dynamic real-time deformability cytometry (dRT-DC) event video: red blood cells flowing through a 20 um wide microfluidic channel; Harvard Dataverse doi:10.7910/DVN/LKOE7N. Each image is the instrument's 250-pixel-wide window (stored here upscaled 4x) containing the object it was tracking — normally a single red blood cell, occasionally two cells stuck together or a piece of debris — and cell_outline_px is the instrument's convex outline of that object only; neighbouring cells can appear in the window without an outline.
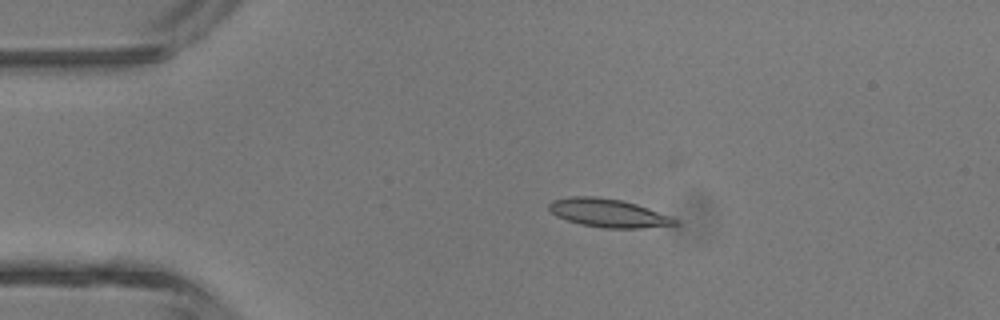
{"species": "common noctule bat (a hibernating species)", "species_latin": "Nyctalus noctula", "temperature_condition": "room temperature", "stored_images_in_passage": 2, "camera_frame_rate_fps": 3000, "um_per_image_px": 0.085, "animal": {"sex": "male", "body_mass_g": 13.3}, "frame": {"image": 1, "passage_image": 1, "time_ms": 0.0, "image_size_px": [1000, 320], "cell_outline_px": [[676, 224], [640, 228], [604, 228], [580, 224], [556, 216], [548, 208], [548, 204], [552, 200], [572, 196], [596, 196], [620, 200], [636, 204], [648, 208], [668, 216], [676, 220]], "centroid_in_image_um": [51.62, 18.1], "position_along_channel_um": 33.4, "area_um2": 20.46}}